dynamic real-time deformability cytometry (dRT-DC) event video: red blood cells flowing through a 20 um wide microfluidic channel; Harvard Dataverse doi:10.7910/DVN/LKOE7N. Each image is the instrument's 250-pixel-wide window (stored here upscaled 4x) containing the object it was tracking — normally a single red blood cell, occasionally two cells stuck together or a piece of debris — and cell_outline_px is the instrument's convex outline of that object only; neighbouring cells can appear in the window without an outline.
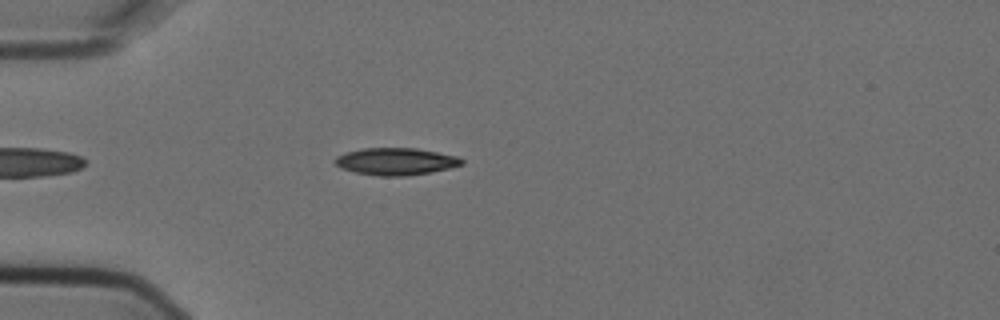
{"species": "Egyptian fruit bat (a non-hibernating species)", "species_latin": "Rousettus aegyptiacus", "temperature_condition": "cold", "stored_images_in_passage": 4, "camera_frame_rate_fps": 3000, "um_per_image_px": 0.085, "animal": {"sex": "female"}, "frame": {"image": 1, "passage_image": 4, "time_ms": 1.0, "image_size_px": [1000, 320], "cell_outline_px": [[464, 164], [448, 168], [428, 172], [404, 176], [380, 176], [356, 172], [340, 168], [332, 160], [336, 156], [344, 152], [360, 148], [416, 148], [460, 156], [464, 160]], "centroid_in_image_um": [33.62, 13.71], "position_along_channel_um": 51.4, "area_um2": 20.17}}